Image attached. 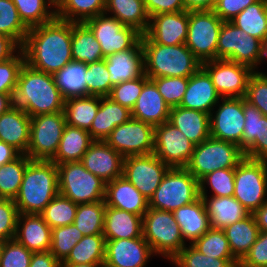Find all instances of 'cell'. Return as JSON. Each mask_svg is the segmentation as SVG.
Wrapping results in <instances>:
<instances>
[{"label": "cell", "mask_w": 267, "mask_h": 267, "mask_svg": "<svg viewBox=\"0 0 267 267\" xmlns=\"http://www.w3.org/2000/svg\"><path fill=\"white\" fill-rule=\"evenodd\" d=\"M72 22L55 17L52 21L29 28L21 49L30 67L54 75L72 59Z\"/></svg>", "instance_id": "6da1fadb"}, {"label": "cell", "mask_w": 267, "mask_h": 267, "mask_svg": "<svg viewBox=\"0 0 267 267\" xmlns=\"http://www.w3.org/2000/svg\"><path fill=\"white\" fill-rule=\"evenodd\" d=\"M14 105L30 117L64 111L65 98L56 85L54 76L24 63L14 94Z\"/></svg>", "instance_id": "7a4b0ae2"}, {"label": "cell", "mask_w": 267, "mask_h": 267, "mask_svg": "<svg viewBox=\"0 0 267 267\" xmlns=\"http://www.w3.org/2000/svg\"><path fill=\"white\" fill-rule=\"evenodd\" d=\"M58 194L57 165L51 160H30L14 203L19 214H40Z\"/></svg>", "instance_id": "3957f363"}, {"label": "cell", "mask_w": 267, "mask_h": 267, "mask_svg": "<svg viewBox=\"0 0 267 267\" xmlns=\"http://www.w3.org/2000/svg\"><path fill=\"white\" fill-rule=\"evenodd\" d=\"M144 55V73L148 78H189L200 67V61L184 44L160 45L145 34L141 35Z\"/></svg>", "instance_id": "277c9868"}, {"label": "cell", "mask_w": 267, "mask_h": 267, "mask_svg": "<svg viewBox=\"0 0 267 267\" xmlns=\"http://www.w3.org/2000/svg\"><path fill=\"white\" fill-rule=\"evenodd\" d=\"M142 231L153 253L170 261L187 246L173 212L148 208L143 215Z\"/></svg>", "instance_id": "5b68a950"}, {"label": "cell", "mask_w": 267, "mask_h": 267, "mask_svg": "<svg viewBox=\"0 0 267 267\" xmlns=\"http://www.w3.org/2000/svg\"><path fill=\"white\" fill-rule=\"evenodd\" d=\"M199 197V181L185 167L169 168L149 199V208L174 212Z\"/></svg>", "instance_id": "8992f818"}, {"label": "cell", "mask_w": 267, "mask_h": 267, "mask_svg": "<svg viewBox=\"0 0 267 267\" xmlns=\"http://www.w3.org/2000/svg\"><path fill=\"white\" fill-rule=\"evenodd\" d=\"M245 158L239 145L209 137L198 145L185 167L198 181L215 170L235 168Z\"/></svg>", "instance_id": "52a82bcc"}, {"label": "cell", "mask_w": 267, "mask_h": 267, "mask_svg": "<svg viewBox=\"0 0 267 267\" xmlns=\"http://www.w3.org/2000/svg\"><path fill=\"white\" fill-rule=\"evenodd\" d=\"M59 194L76 204L104 200L106 182L89 172L81 162L57 165Z\"/></svg>", "instance_id": "ba28073f"}, {"label": "cell", "mask_w": 267, "mask_h": 267, "mask_svg": "<svg viewBox=\"0 0 267 267\" xmlns=\"http://www.w3.org/2000/svg\"><path fill=\"white\" fill-rule=\"evenodd\" d=\"M267 196V160L245 157L234 168L235 197L253 214L266 201Z\"/></svg>", "instance_id": "9c48e42d"}, {"label": "cell", "mask_w": 267, "mask_h": 267, "mask_svg": "<svg viewBox=\"0 0 267 267\" xmlns=\"http://www.w3.org/2000/svg\"><path fill=\"white\" fill-rule=\"evenodd\" d=\"M223 21L213 10L189 11L185 45L204 63L217 59V42Z\"/></svg>", "instance_id": "30bf717a"}, {"label": "cell", "mask_w": 267, "mask_h": 267, "mask_svg": "<svg viewBox=\"0 0 267 267\" xmlns=\"http://www.w3.org/2000/svg\"><path fill=\"white\" fill-rule=\"evenodd\" d=\"M262 41L248 35L232 22H223L217 42V59H226L251 67L262 59Z\"/></svg>", "instance_id": "8fae6325"}, {"label": "cell", "mask_w": 267, "mask_h": 267, "mask_svg": "<svg viewBox=\"0 0 267 267\" xmlns=\"http://www.w3.org/2000/svg\"><path fill=\"white\" fill-rule=\"evenodd\" d=\"M66 126L64 111L31 117L30 143L26 155L31 160H51Z\"/></svg>", "instance_id": "7c38bea8"}, {"label": "cell", "mask_w": 267, "mask_h": 267, "mask_svg": "<svg viewBox=\"0 0 267 267\" xmlns=\"http://www.w3.org/2000/svg\"><path fill=\"white\" fill-rule=\"evenodd\" d=\"M109 13L89 18L84 23L92 30L106 58L116 52L131 49L140 39L141 33L131 26H125Z\"/></svg>", "instance_id": "4fadbf2b"}, {"label": "cell", "mask_w": 267, "mask_h": 267, "mask_svg": "<svg viewBox=\"0 0 267 267\" xmlns=\"http://www.w3.org/2000/svg\"><path fill=\"white\" fill-rule=\"evenodd\" d=\"M201 67L210 76L221 98L246 96L250 76L254 73L251 67L226 59L206 61Z\"/></svg>", "instance_id": "5bb4252c"}, {"label": "cell", "mask_w": 267, "mask_h": 267, "mask_svg": "<svg viewBox=\"0 0 267 267\" xmlns=\"http://www.w3.org/2000/svg\"><path fill=\"white\" fill-rule=\"evenodd\" d=\"M154 134L155 127L131 117L115 127L105 142L123 157L147 155L154 151Z\"/></svg>", "instance_id": "9a60e30c"}, {"label": "cell", "mask_w": 267, "mask_h": 267, "mask_svg": "<svg viewBox=\"0 0 267 267\" xmlns=\"http://www.w3.org/2000/svg\"><path fill=\"white\" fill-rule=\"evenodd\" d=\"M169 168L154 153L131 155L124 157L123 176L149 200Z\"/></svg>", "instance_id": "2e32d148"}, {"label": "cell", "mask_w": 267, "mask_h": 267, "mask_svg": "<svg viewBox=\"0 0 267 267\" xmlns=\"http://www.w3.org/2000/svg\"><path fill=\"white\" fill-rule=\"evenodd\" d=\"M195 144L169 121L155 127L153 153L170 168L186 167Z\"/></svg>", "instance_id": "e0dca14e"}, {"label": "cell", "mask_w": 267, "mask_h": 267, "mask_svg": "<svg viewBox=\"0 0 267 267\" xmlns=\"http://www.w3.org/2000/svg\"><path fill=\"white\" fill-rule=\"evenodd\" d=\"M221 100L215 105L218 110L210 113V137L239 145L245 124L243 97Z\"/></svg>", "instance_id": "ac0fdd59"}, {"label": "cell", "mask_w": 267, "mask_h": 267, "mask_svg": "<svg viewBox=\"0 0 267 267\" xmlns=\"http://www.w3.org/2000/svg\"><path fill=\"white\" fill-rule=\"evenodd\" d=\"M244 130L239 147L245 157L267 160V116L243 97Z\"/></svg>", "instance_id": "d6986e66"}, {"label": "cell", "mask_w": 267, "mask_h": 267, "mask_svg": "<svg viewBox=\"0 0 267 267\" xmlns=\"http://www.w3.org/2000/svg\"><path fill=\"white\" fill-rule=\"evenodd\" d=\"M123 161L124 157L105 141L94 140L81 163L89 172L107 183L123 176Z\"/></svg>", "instance_id": "ffe728a7"}, {"label": "cell", "mask_w": 267, "mask_h": 267, "mask_svg": "<svg viewBox=\"0 0 267 267\" xmlns=\"http://www.w3.org/2000/svg\"><path fill=\"white\" fill-rule=\"evenodd\" d=\"M188 22L189 11L157 14L150 17L144 34L160 45L184 44L187 39Z\"/></svg>", "instance_id": "44dd1931"}, {"label": "cell", "mask_w": 267, "mask_h": 267, "mask_svg": "<svg viewBox=\"0 0 267 267\" xmlns=\"http://www.w3.org/2000/svg\"><path fill=\"white\" fill-rule=\"evenodd\" d=\"M153 251L143 238L107 240L104 262L116 267H146Z\"/></svg>", "instance_id": "7402d4cb"}, {"label": "cell", "mask_w": 267, "mask_h": 267, "mask_svg": "<svg viewBox=\"0 0 267 267\" xmlns=\"http://www.w3.org/2000/svg\"><path fill=\"white\" fill-rule=\"evenodd\" d=\"M220 99L221 96L216 91L210 76L200 67L189 77L186 92L179 106L200 110L210 115Z\"/></svg>", "instance_id": "603a6c76"}, {"label": "cell", "mask_w": 267, "mask_h": 267, "mask_svg": "<svg viewBox=\"0 0 267 267\" xmlns=\"http://www.w3.org/2000/svg\"><path fill=\"white\" fill-rule=\"evenodd\" d=\"M104 201L106 206L143 215L149 208V200L124 176L106 183Z\"/></svg>", "instance_id": "cb8c5ba5"}, {"label": "cell", "mask_w": 267, "mask_h": 267, "mask_svg": "<svg viewBox=\"0 0 267 267\" xmlns=\"http://www.w3.org/2000/svg\"><path fill=\"white\" fill-rule=\"evenodd\" d=\"M105 60L113 86L145 74L141 39L131 49L116 52Z\"/></svg>", "instance_id": "d4e9b609"}, {"label": "cell", "mask_w": 267, "mask_h": 267, "mask_svg": "<svg viewBox=\"0 0 267 267\" xmlns=\"http://www.w3.org/2000/svg\"><path fill=\"white\" fill-rule=\"evenodd\" d=\"M51 234L52 228L40 214H19L14 239L28 250L50 251Z\"/></svg>", "instance_id": "484cf974"}, {"label": "cell", "mask_w": 267, "mask_h": 267, "mask_svg": "<svg viewBox=\"0 0 267 267\" xmlns=\"http://www.w3.org/2000/svg\"><path fill=\"white\" fill-rule=\"evenodd\" d=\"M31 117L21 108L12 106L0 115V140L26 154L30 143Z\"/></svg>", "instance_id": "4316f807"}, {"label": "cell", "mask_w": 267, "mask_h": 267, "mask_svg": "<svg viewBox=\"0 0 267 267\" xmlns=\"http://www.w3.org/2000/svg\"><path fill=\"white\" fill-rule=\"evenodd\" d=\"M171 108L158 92L156 85L149 79L142 88L136 104L131 110L134 119L156 127L169 121Z\"/></svg>", "instance_id": "83f0119b"}, {"label": "cell", "mask_w": 267, "mask_h": 267, "mask_svg": "<svg viewBox=\"0 0 267 267\" xmlns=\"http://www.w3.org/2000/svg\"><path fill=\"white\" fill-rule=\"evenodd\" d=\"M169 122L195 145L210 137V115L203 111L173 107L170 110Z\"/></svg>", "instance_id": "f1b7e54d"}, {"label": "cell", "mask_w": 267, "mask_h": 267, "mask_svg": "<svg viewBox=\"0 0 267 267\" xmlns=\"http://www.w3.org/2000/svg\"><path fill=\"white\" fill-rule=\"evenodd\" d=\"M142 223L140 215L106 206L103 236L106 241L139 238L143 235Z\"/></svg>", "instance_id": "f546056e"}, {"label": "cell", "mask_w": 267, "mask_h": 267, "mask_svg": "<svg viewBox=\"0 0 267 267\" xmlns=\"http://www.w3.org/2000/svg\"><path fill=\"white\" fill-rule=\"evenodd\" d=\"M200 197L204 202L211 228L224 229L250 215V212L233 196H212L210 199L207 195Z\"/></svg>", "instance_id": "4dcf8cb0"}, {"label": "cell", "mask_w": 267, "mask_h": 267, "mask_svg": "<svg viewBox=\"0 0 267 267\" xmlns=\"http://www.w3.org/2000/svg\"><path fill=\"white\" fill-rule=\"evenodd\" d=\"M173 214L180 227L184 242L186 239L190 240L189 244H193L211 228L210 219L201 197L191 204L176 209Z\"/></svg>", "instance_id": "1f68e13d"}, {"label": "cell", "mask_w": 267, "mask_h": 267, "mask_svg": "<svg viewBox=\"0 0 267 267\" xmlns=\"http://www.w3.org/2000/svg\"><path fill=\"white\" fill-rule=\"evenodd\" d=\"M131 117L128 108L113 102L109 97H100V106L88 132L93 140L105 141L115 127Z\"/></svg>", "instance_id": "d6a6232c"}, {"label": "cell", "mask_w": 267, "mask_h": 267, "mask_svg": "<svg viewBox=\"0 0 267 267\" xmlns=\"http://www.w3.org/2000/svg\"><path fill=\"white\" fill-rule=\"evenodd\" d=\"M93 141L87 130L66 124L57 152L51 161L56 165L81 162Z\"/></svg>", "instance_id": "836d02e7"}, {"label": "cell", "mask_w": 267, "mask_h": 267, "mask_svg": "<svg viewBox=\"0 0 267 267\" xmlns=\"http://www.w3.org/2000/svg\"><path fill=\"white\" fill-rule=\"evenodd\" d=\"M111 13L125 26H131L144 34L149 25L144 0H105V13Z\"/></svg>", "instance_id": "e575fe53"}, {"label": "cell", "mask_w": 267, "mask_h": 267, "mask_svg": "<svg viewBox=\"0 0 267 267\" xmlns=\"http://www.w3.org/2000/svg\"><path fill=\"white\" fill-rule=\"evenodd\" d=\"M223 230L229 242L233 257L238 262L248 253L251 246L256 242L260 232L253 214L226 226Z\"/></svg>", "instance_id": "d590c367"}, {"label": "cell", "mask_w": 267, "mask_h": 267, "mask_svg": "<svg viewBox=\"0 0 267 267\" xmlns=\"http://www.w3.org/2000/svg\"><path fill=\"white\" fill-rule=\"evenodd\" d=\"M72 59L86 65L105 59L92 30L83 23L72 22Z\"/></svg>", "instance_id": "8d00e7d4"}, {"label": "cell", "mask_w": 267, "mask_h": 267, "mask_svg": "<svg viewBox=\"0 0 267 267\" xmlns=\"http://www.w3.org/2000/svg\"><path fill=\"white\" fill-rule=\"evenodd\" d=\"M100 106V96H78L65 99L66 124L89 130Z\"/></svg>", "instance_id": "74e56055"}, {"label": "cell", "mask_w": 267, "mask_h": 267, "mask_svg": "<svg viewBox=\"0 0 267 267\" xmlns=\"http://www.w3.org/2000/svg\"><path fill=\"white\" fill-rule=\"evenodd\" d=\"M56 17L74 23L105 13V0H55Z\"/></svg>", "instance_id": "f35d334b"}, {"label": "cell", "mask_w": 267, "mask_h": 267, "mask_svg": "<svg viewBox=\"0 0 267 267\" xmlns=\"http://www.w3.org/2000/svg\"><path fill=\"white\" fill-rule=\"evenodd\" d=\"M103 234L83 236L61 264H101L105 260Z\"/></svg>", "instance_id": "ab89813d"}, {"label": "cell", "mask_w": 267, "mask_h": 267, "mask_svg": "<svg viewBox=\"0 0 267 267\" xmlns=\"http://www.w3.org/2000/svg\"><path fill=\"white\" fill-rule=\"evenodd\" d=\"M230 22L263 42L267 38V7L264 0H258L247 6Z\"/></svg>", "instance_id": "60d3db41"}, {"label": "cell", "mask_w": 267, "mask_h": 267, "mask_svg": "<svg viewBox=\"0 0 267 267\" xmlns=\"http://www.w3.org/2000/svg\"><path fill=\"white\" fill-rule=\"evenodd\" d=\"M86 69L85 63L71 61L53 75L56 85L65 99L86 96Z\"/></svg>", "instance_id": "b9f144b4"}, {"label": "cell", "mask_w": 267, "mask_h": 267, "mask_svg": "<svg viewBox=\"0 0 267 267\" xmlns=\"http://www.w3.org/2000/svg\"><path fill=\"white\" fill-rule=\"evenodd\" d=\"M30 160L26 154H21L15 160L0 166V199L16 198Z\"/></svg>", "instance_id": "7bdbcfd3"}, {"label": "cell", "mask_w": 267, "mask_h": 267, "mask_svg": "<svg viewBox=\"0 0 267 267\" xmlns=\"http://www.w3.org/2000/svg\"><path fill=\"white\" fill-rule=\"evenodd\" d=\"M12 2L28 28L48 23L56 17L55 0H12Z\"/></svg>", "instance_id": "ee69618b"}, {"label": "cell", "mask_w": 267, "mask_h": 267, "mask_svg": "<svg viewBox=\"0 0 267 267\" xmlns=\"http://www.w3.org/2000/svg\"><path fill=\"white\" fill-rule=\"evenodd\" d=\"M105 201L78 204L73 224L83 236L103 234Z\"/></svg>", "instance_id": "f6af8a7d"}, {"label": "cell", "mask_w": 267, "mask_h": 267, "mask_svg": "<svg viewBox=\"0 0 267 267\" xmlns=\"http://www.w3.org/2000/svg\"><path fill=\"white\" fill-rule=\"evenodd\" d=\"M28 31L12 0H0V34L10 37L22 47Z\"/></svg>", "instance_id": "bcb514c9"}, {"label": "cell", "mask_w": 267, "mask_h": 267, "mask_svg": "<svg viewBox=\"0 0 267 267\" xmlns=\"http://www.w3.org/2000/svg\"><path fill=\"white\" fill-rule=\"evenodd\" d=\"M78 204L58 194L40 213L45 222L51 227H62L73 224Z\"/></svg>", "instance_id": "7dc6e473"}, {"label": "cell", "mask_w": 267, "mask_h": 267, "mask_svg": "<svg viewBox=\"0 0 267 267\" xmlns=\"http://www.w3.org/2000/svg\"><path fill=\"white\" fill-rule=\"evenodd\" d=\"M206 256L218 259H235L223 229L210 228L192 244Z\"/></svg>", "instance_id": "c3c4849f"}, {"label": "cell", "mask_w": 267, "mask_h": 267, "mask_svg": "<svg viewBox=\"0 0 267 267\" xmlns=\"http://www.w3.org/2000/svg\"><path fill=\"white\" fill-rule=\"evenodd\" d=\"M177 267H238L236 259H218L206 256L192 244L184 247L172 260Z\"/></svg>", "instance_id": "681fc988"}, {"label": "cell", "mask_w": 267, "mask_h": 267, "mask_svg": "<svg viewBox=\"0 0 267 267\" xmlns=\"http://www.w3.org/2000/svg\"><path fill=\"white\" fill-rule=\"evenodd\" d=\"M82 237L74 224L52 228L50 252L62 263Z\"/></svg>", "instance_id": "f907efd6"}, {"label": "cell", "mask_w": 267, "mask_h": 267, "mask_svg": "<svg viewBox=\"0 0 267 267\" xmlns=\"http://www.w3.org/2000/svg\"><path fill=\"white\" fill-rule=\"evenodd\" d=\"M86 66V95L108 97L113 85L106 68V60L103 59Z\"/></svg>", "instance_id": "816d5d0a"}, {"label": "cell", "mask_w": 267, "mask_h": 267, "mask_svg": "<svg viewBox=\"0 0 267 267\" xmlns=\"http://www.w3.org/2000/svg\"><path fill=\"white\" fill-rule=\"evenodd\" d=\"M212 189V196L231 197L234 194V168H222L207 174L199 181V195H207L205 185Z\"/></svg>", "instance_id": "f5cc1de1"}, {"label": "cell", "mask_w": 267, "mask_h": 267, "mask_svg": "<svg viewBox=\"0 0 267 267\" xmlns=\"http://www.w3.org/2000/svg\"><path fill=\"white\" fill-rule=\"evenodd\" d=\"M149 79L156 85L158 92L170 108L180 105L186 92L189 78L158 77Z\"/></svg>", "instance_id": "db71d44e"}, {"label": "cell", "mask_w": 267, "mask_h": 267, "mask_svg": "<svg viewBox=\"0 0 267 267\" xmlns=\"http://www.w3.org/2000/svg\"><path fill=\"white\" fill-rule=\"evenodd\" d=\"M149 80L144 74L142 77L122 82L114 85L108 97L115 103L128 108L130 111L136 104L137 98L141 94L143 85Z\"/></svg>", "instance_id": "11a10c76"}, {"label": "cell", "mask_w": 267, "mask_h": 267, "mask_svg": "<svg viewBox=\"0 0 267 267\" xmlns=\"http://www.w3.org/2000/svg\"><path fill=\"white\" fill-rule=\"evenodd\" d=\"M10 59L0 62V93L15 94L18 76L25 63L22 49Z\"/></svg>", "instance_id": "9f6ffc18"}, {"label": "cell", "mask_w": 267, "mask_h": 267, "mask_svg": "<svg viewBox=\"0 0 267 267\" xmlns=\"http://www.w3.org/2000/svg\"><path fill=\"white\" fill-rule=\"evenodd\" d=\"M245 99L267 116V74L254 71L248 82Z\"/></svg>", "instance_id": "6f0895ef"}, {"label": "cell", "mask_w": 267, "mask_h": 267, "mask_svg": "<svg viewBox=\"0 0 267 267\" xmlns=\"http://www.w3.org/2000/svg\"><path fill=\"white\" fill-rule=\"evenodd\" d=\"M33 252L15 239L7 240L2 252L0 267H29Z\"/></svg>", "instance_id": "680465c9"}, {"label": "cell", "mask_w": 267, "mask_h": 267, "mask_svg": "<svg viewBox=\"0 0 267 267\" xmlns=\"http://www.w3.org/2000/svg\"><path fill=\"white\" fill-rule=\"evenodd\" d=\"M18 208L14 200L0 199V238L12 240L15 237Z\"/></svg>", "instance_id": "91938a15"}, {"label": "cell", "mask_w": 267, "mask_h": 267, "mask_svg": "<svg viewBox=\"0 0 267 267\" xmlns=\"http://www.w3.org/2000/svg\"><path fill=\"white\" fill-rule=\"evenodd\" d=\"M238 267H267V232H259L256 242L239 262Z\"/></svg>", "instance_id": "94428289"}, {"label": "cell", "mask_w": 267, "mask_h": 267, "mask_svg": "<svg viewBox=\"0 0 267 267\" xmlns=\"http://www.w3.org/2000/svg\"><path fill=\"white\" fill-rule=\"evenodd\" d=\"M258 0H216L213 12L223 21L230 22L247 6Z\"/></svg>", "instance_id": "6125c7cd"}, {"label": "cell", "mask_w": 267, "mask_h": 267, "mask_svg": "<svg viewBox=\"0 0 267 267\" xmlns=\"http://www.w3.org/2000/svg\"><path fill=\"white\" fill-rule=\"evenodd\" d=\"M144 5L149 17L185 11L183 0H144Z\"/></svg>", "instance_id": "be15d7a7"}, {"label": "cell", "mask_w": 267, "mask_h": 267, "mask_svg": "<svg viewBox=\"0 0 267 267\" xmlns=\"http://www.w3.org/2000/svg\"><path fill=\"white\" fill-rule=\"evenodd\" d=\"M29 267H61V263L50 252H33Z\"/></svg>", "instance_id": "e7e4bbea"}, {"label": "cell", "mask_w": 267, "mask_h": 267, "mask_svg": "<svg viewBox=\"0 0 267 267\" xmlns=\"http://www.w3.org/2000/svg\"><path fill=\"white\" fill-rule=\"evenodd\" d=\"M21 47L10 37L0 34V62L13 57Z\"/></svg>", "instance_id": "03108f58"}, {"label": "cell", "mask_w": 267, "mask_h": 267, "mask_svg": "<svg viewBox=\"0 0 267 267\" xmlns=\"http://www.w3.org/2000/svg\"><path fill=\"white\" fill-rule=\"evenodd\" d=\"M185 11L213 10L216 0H183Z\"/></svg>", "instance_id": "003e7915"}, {"label": "cell", "mask_w": 267, "mask_h": 267, "mask_svg": "<svg viewBox=\"0 0 267 267\" xmlns=\"http://www.w3.org/2000/svg\"><path fill=\"white\" fill-rule=\"evenodd\" d=\"M20 155L17 149L0 140V166L15 160Z\"/></svg>", "instance_id": "a7ac6f4b"}, {"label": "cell", "mask_w": 267, "mask_h": 267, "mask_svg": "<svg viewBox=\"0 0 267 267\" xmlns=\"http://www.w3.org/2000/svg\"><path fill=\"white\" fill-rule=\"evenodd\" d=\"M253 216L259 231L267 232V201L253 213Z\"/></svg>", "instance_id": "89a4df30"}, {"label": "cell", "mask_w": 267, "mask_h": 267, "mask_svg": "<svg viewBox=\"0 0 267 267\" xmlns=\"http://www.w3.org/2000/svg\"><path fill=\"white\" fill-rule=\"evenodd\" d=\"M14 94L0 93V115L14 106Z\"/></svg>", "instance_id": "2644e50d"}, {"label": "cell", "mask_w": 267, "mask_h": 267, "mask_svg": "<svg viewBox=\"0 0 267 267\" xmlns=\"http://www.w3.org/2000/svg\"><path fill=\"white\" fill-rule=\"evenodd\" d=\"M101 264H61V267H100Z\"/></svg>", "instance_id": "8c879c8a"}, {"label": "cell", "mask_w": 267, "mask_h": 267, "mask_svg": "<svg viewBox=\"0 0 267 267\" xmlns=\"http://www.w3.org/2000/svg\"><path fill=\"white\" fill-rule=\"evenodd\" d=\"M261 57H262L261 62L267 57V38L262 42V56Z\"/></svg>", "instance_id": "753ad0ef"}, {"label": "cell", "mask_w": 267, "mask_h": 267, "mask_svg": "<svg viewBox=\"0 0 267 267\" xmlns=\"http://www.w3.org/2000/svg\"><path fill=\"white\" fill-rule=\"evenodd\" d=\"M6 241L7 240H4V239L0 238V260H1V257H2V252H3V249H4Z\"/></svg>", "instance_id": "34e18365"}, {"label": "cell", "mask_w": 267, "mask_h": 267, "mask_svg": "<svg viewBox=\"0 0 267 267\" xmlns=\"http://www.w3.org/2000/svg\"><path fill=\"white\" fill-rule=\"evenodd\" d=\"M100 267H116V266H113V265L108 264L106 262H102L101 265H100Z\"/></svg>", "instance_id": "11e5206c"}]
</instances>
